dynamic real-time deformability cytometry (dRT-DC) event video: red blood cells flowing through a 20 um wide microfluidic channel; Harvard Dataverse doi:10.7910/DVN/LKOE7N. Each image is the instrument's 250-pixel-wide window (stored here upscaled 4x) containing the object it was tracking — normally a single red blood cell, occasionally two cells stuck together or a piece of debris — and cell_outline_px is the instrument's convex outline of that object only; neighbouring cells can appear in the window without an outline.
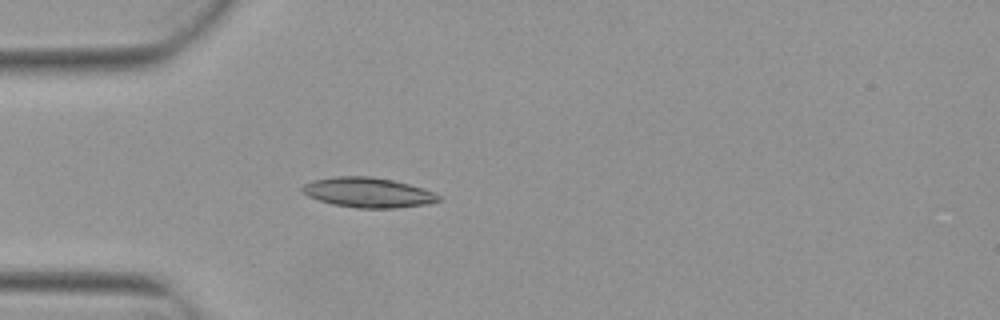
{"species": "Egyptian fruit bat (a non-hibernating species)", "species_latin": "Rousettus aegyptiacus", "temperature_condition": "warm", "stored_images_in_passage": 1, "camera_frame_rate_fps": 3000, "um_per_image_px": 0.085, "animal": {"sex": "female"}, "frame": {"image": 1, "passage_image": 1, "time_ms": 0.0, "image_size_px": [1000, 320], "cell_outline_px": [[440, 200], [428, 204], [396, 208], [356, 208], [332, 204], [308, 196], [300, 188], [304, 184], [312, 180], [336, 176], [372, 176], [392, 180], [424, 188], [436, 192], [440, 196]], "centroid_in_image_um": [31.3, 16.36], "position_along_channel_um": 53.7, "area_um2": 23.87}}